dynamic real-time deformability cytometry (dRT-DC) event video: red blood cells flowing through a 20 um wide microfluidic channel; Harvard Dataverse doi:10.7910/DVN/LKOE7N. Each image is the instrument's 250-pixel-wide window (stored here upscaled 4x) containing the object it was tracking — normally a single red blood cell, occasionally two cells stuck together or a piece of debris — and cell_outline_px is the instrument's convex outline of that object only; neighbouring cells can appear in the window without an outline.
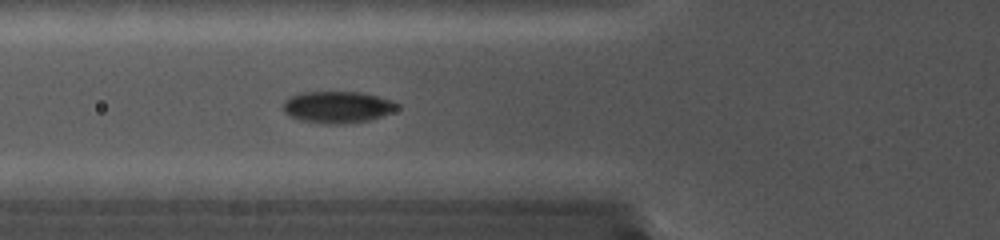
{"species": "common noctule bat (a hibernating species)", "species_latin": "Nyctalus noctula", "temperature_condition": "cold", "stored_images_in_passage": 10, "camera_frame_rate_fps": 5000, "um_per_image_px": 0.085, "animal": {"sex": "female", "body_mass_g": 19.0, "forearm_length_mm": 56.7}, "frame": {"image": 1, "passage_image": 9, "time_ms": 1.6, "image_size_px": [1000, 240], "cell_outline_px": [[400, 108], [392, 112], [368, 120], [340, 124], [324, 124], [300, 120], [288, 116], [284, 112], [284, 100], [300, 92], [360, 92], [392, 100], [400, 104]], "centroid_in_image_um": [28.68, 9.1], "position_along_channel_um": 97.1, "area_um2": 21.1}}